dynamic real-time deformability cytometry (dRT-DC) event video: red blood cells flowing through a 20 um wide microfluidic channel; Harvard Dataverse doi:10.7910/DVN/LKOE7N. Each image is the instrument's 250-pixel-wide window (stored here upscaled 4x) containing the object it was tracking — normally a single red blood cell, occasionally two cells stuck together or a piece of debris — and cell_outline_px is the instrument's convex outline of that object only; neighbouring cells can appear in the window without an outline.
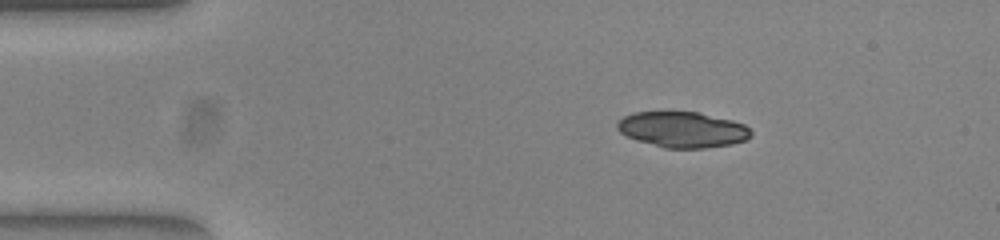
{"species": "common noctule bat (a hibernating species)", "species_latin": "Nyctalus noctula", "temperature_condition": "warm", "stored_images_in_passage": 44, "camera_frame_rate_fps": 3000, "um_per_image_px": 0.085, "animal": {"sex": "female", "body_mass_g": 23.0, "forearm_length_mm": 53.4}, "frame": {"image": 1, "passage_image": 1, "time_ms": 0.0, "image_size_px": [1000, 240], "cell_outline_px": [[752, 136], [748, 140], [732, 144], [704, 148], [664, 148], [636, 140], [620, 132], [616, 128], [616, 124], [624, 116], [632, 112], [696, 112], [732, 120], [744, 124], [752, 132]], "centroid_in_image_um": [58.03, 11.02], "position_along_channel_um": 27.0, "area_um2": 27.86}}